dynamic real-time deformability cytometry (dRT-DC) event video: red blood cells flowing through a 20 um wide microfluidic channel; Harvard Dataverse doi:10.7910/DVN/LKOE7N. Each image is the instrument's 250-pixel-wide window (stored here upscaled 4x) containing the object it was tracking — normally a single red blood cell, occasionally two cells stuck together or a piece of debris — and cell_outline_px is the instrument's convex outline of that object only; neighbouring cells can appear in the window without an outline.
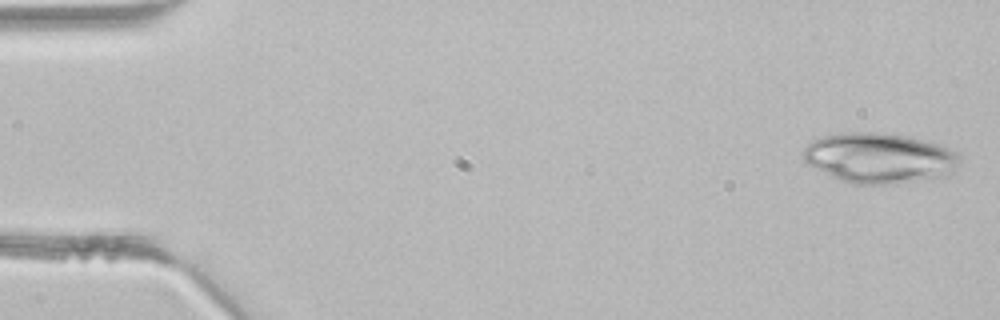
{"species": "common noctule bat (a hibernating species)", "species_latin": "Nyctalus noctula", "temperature_condition": "room temperature", "stored_images_in_passage": 4, "camera_frame_rate_fps": 3000, "um_per_image_px": 0.085, "animal": {"sex": "male", "body_mass_g": 21.5, "forearm_length_mm": 52.0}, "frame": {"image": 1, "passage_image": 1, "time_ms": 0.0, "image_size_px": [1000, 320], "cell_outline_px": [[960, 160], [952, 172], [944, 176], [896, 184], [852, 184], [840, 180], [808, 164], [804, 160], [804, 148], [812, 140], [824, 136], [844, 132], [876, 132], [904, 136], [936, 144], [948, 148], [956, 152], [960, 156]], "centroid_in_image_um": [74.73, 13.44], "position_along_channel_um": 10.3, "area_um2": 45.37}}
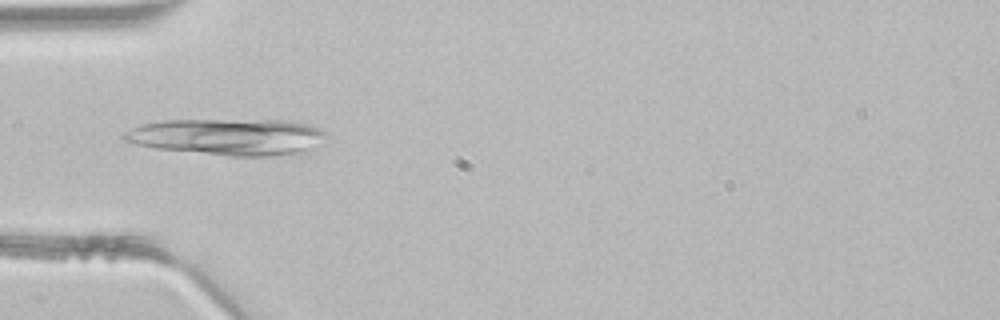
{"frame": {"image": 2, "passage_image": 4, "time_ms": 1.0, "image_size_px": [1000, 320], "cell_outline_px": [[328, 136], [300, 156], [228, 156], [156, 148], [136, 144], [124, 140], [120, 136], [124, 132], [140, 124], [164, 120], [288, 120], [308, 124], [320, 128], [328, 132]], "centroid_in_image_um": [19.44, 11.64], "position_along_channel_um": 65.6, "area_um2": 43.75}}